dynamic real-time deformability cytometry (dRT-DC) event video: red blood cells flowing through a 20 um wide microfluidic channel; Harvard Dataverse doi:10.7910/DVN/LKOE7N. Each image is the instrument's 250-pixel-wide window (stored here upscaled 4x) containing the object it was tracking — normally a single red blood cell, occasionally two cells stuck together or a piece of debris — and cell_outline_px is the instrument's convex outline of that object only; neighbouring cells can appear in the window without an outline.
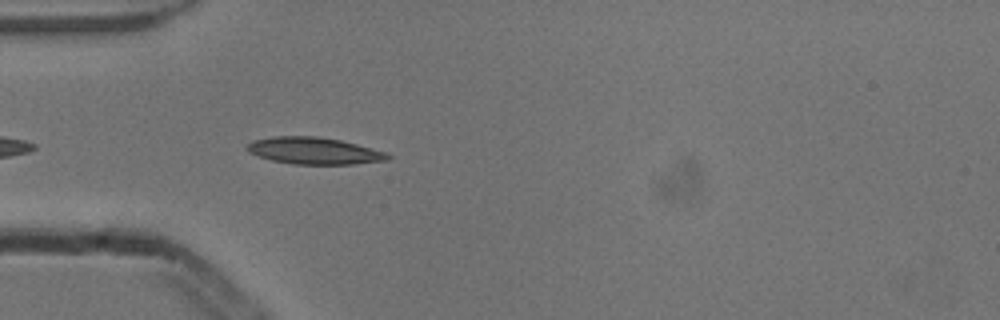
{"species": "common noctule bat (a hibernating species)", "species_latin": "Nyctalus noctula", "temperature_condition": "cold", "stored_images_in_passage": 22, "camera_frame_rate_fps": 3000, "um_per_image_px": 0.085, "animal": {"sex": "male", "body_mass_g": 13.3}, "frame": {"image": 1, "passage_image": 3, "time_ms": 0.667, "image_size_px": [1000, 320], "cell_outline_px": [[392, 156], [388, 160], [352, 164], [292, 164], [272, 160], [248, 152], [244, 148], [252, 140], [272, 136], [316, 136], [340, 140], [388, 152]], "centroid_in_image_um": [26.69, 12.81], "position_along_channel_um": 58.3, "area_um2": 22.08}}
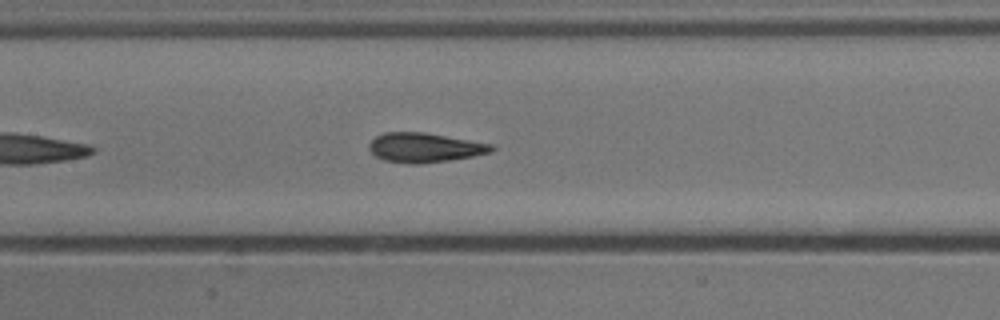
{"frame": {"image": 2, "passage_image": 12, "time_ms": 3.667, "image_size_px": [1000, 320], "cell_outline_px": [[496, 148], [492, 152], [472, 156], [448, 160], [420, 164], [408, 164], [384, 160], [376, 156], [368, 148], [368, 144], [376, 136], [384, 132], [424, 132], [492, 144]], "centroid_in_image_um": [36.08, 12.54], "position_along_channel_um": 171.3, "area_um2": 20.98}}
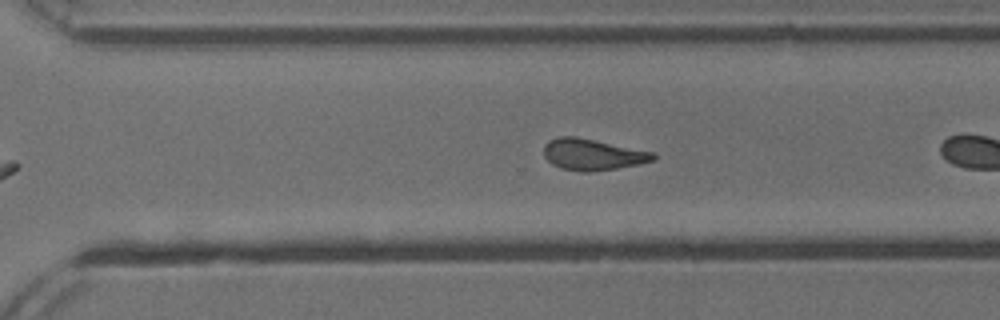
{"frame": {"image": 3, "passage_image": 21, "time_ms": 6.667, "image_size_px": [1000, 320], "cell_outline_px": [[656, 160], [640, 164], [616, 168], [588, 172], [584, 172], [560, 168], [552, 164], [544, 156], [544, 144], [548, 140], [560, 136], [576, 136], [656, 152]], "centroid_in_image_um": [50.39, 13.12], "position_along_channel_um": 320.2, "area_um2": 20.17}}